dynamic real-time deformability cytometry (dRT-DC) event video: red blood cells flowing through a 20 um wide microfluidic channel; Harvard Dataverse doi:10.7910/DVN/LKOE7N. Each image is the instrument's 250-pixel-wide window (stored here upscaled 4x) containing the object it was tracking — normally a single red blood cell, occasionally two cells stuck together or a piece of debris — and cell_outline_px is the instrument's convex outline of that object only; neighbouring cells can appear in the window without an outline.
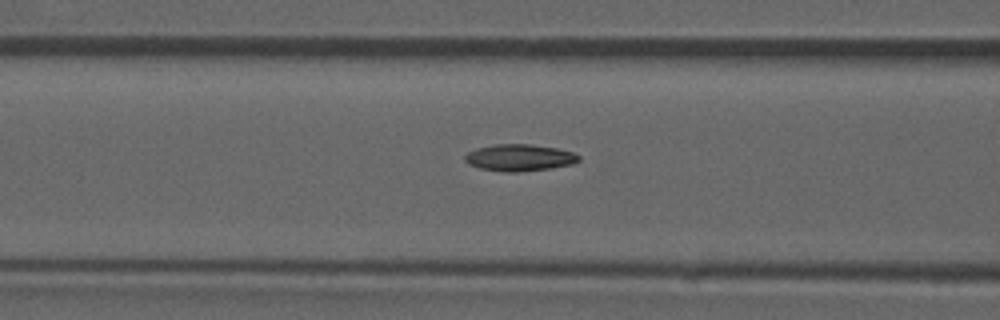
{"species": "common noctule bat (a hibernating species)", "species_latin": "Nyctalus noctula", "temperature_condition": "room temperature", "stored_images_in_passage": 31, "camera_frame_rate_fps": 3000, "um_per_image_px": 0.085, "animal": {"sex": "male", "forearm_length_mm": 52.5}, "frame": {"image": 1, "passage_image": 5, "time_ms": 1.333, "image_size_px": [1000, 320], "cell_outline_px": [[580, 160], [572, 164], [552, 168], [520, 172], [504, 172], [480, 168], [468, 164], [464, 160], [464, 156], [468, 152], [476, 148], [496, 144], [528, 144], [556, 148], [572, 152], [580, 156]], "centroid_in_image_um": [44.14, 13.4], "position_along_channel_um": 122.5, "area_um2": 17.8}}
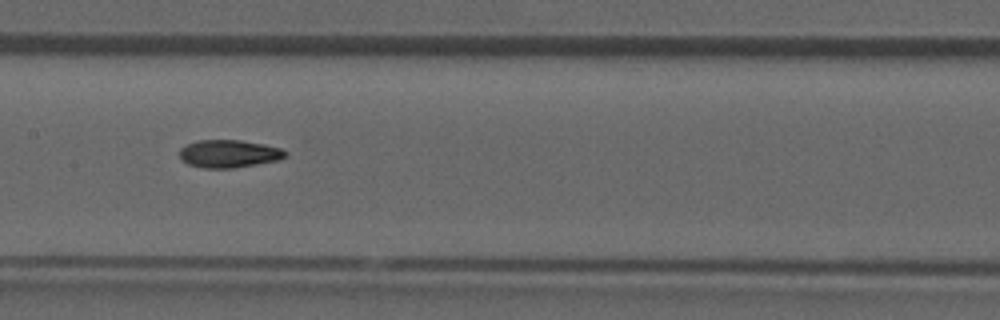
{"frame": {"image": 2, "passage_image": 10, "time_ms": 3.0, "image_size_px": [1000, 320], "cell_outline_px": [[288, 152], [280, 160], [232, 168], [204, 168], [188, 164], [180, 160], [180, 148], [196, 140], [240, 140], [264, 144], [280, 148]], "centroid_in_image_um": [19.44, 13.06], "position_along_channel_um": 188.0, "area_um2": 17.11}, "authors_computed_cell_mechanics": {"area_um2": 17.1666, "velocity_mm_per_s": 3.9196, "shape_relaxation_time_tau1_ms": 7.329, "shape_relaxation_time_tau2_ms": 3.4411, "deformation_change_tau1": 0.2008, "deformation_change_tau2": 0.0955}}